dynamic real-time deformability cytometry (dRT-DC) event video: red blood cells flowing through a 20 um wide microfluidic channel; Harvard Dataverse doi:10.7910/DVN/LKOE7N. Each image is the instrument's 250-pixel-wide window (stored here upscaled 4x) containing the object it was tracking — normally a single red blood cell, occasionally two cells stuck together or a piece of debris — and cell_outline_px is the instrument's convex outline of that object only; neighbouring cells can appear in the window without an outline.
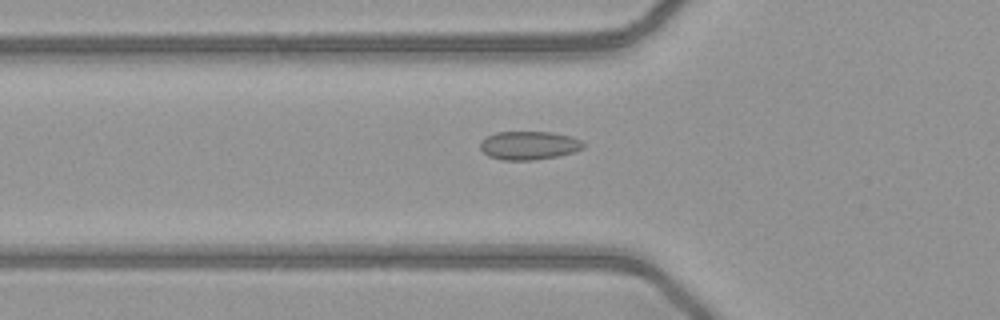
{"species": "common noctule bat (a hibernating species)", "species_latin": "Nyctalus noctula", "temperature_condition": "warm", "stored_images_in_passage": 42, "camera_frame_rate_fps": 3000, "um_per_image_px": 0.085, "animal": {"sex": "female", "body_mass_g": 21.9}, "frame": {"image": 1, "passage_image": 9, "time_ms": 2.667, "image_size_px": [1000, 320], "cell_outline_px": [[584, 148], [576, 152], [560, 156], [532, 160], [504, 160], [488, 156], [480, 148], [480, 144], [488, 136], [496, 132], [552, 132], [572, 136], [580, 140], [584, 144]], "centroid_in_image_um": [45.01, 12.36], "position_along_channel_um": 80.8, "area_um2": 17.17}}
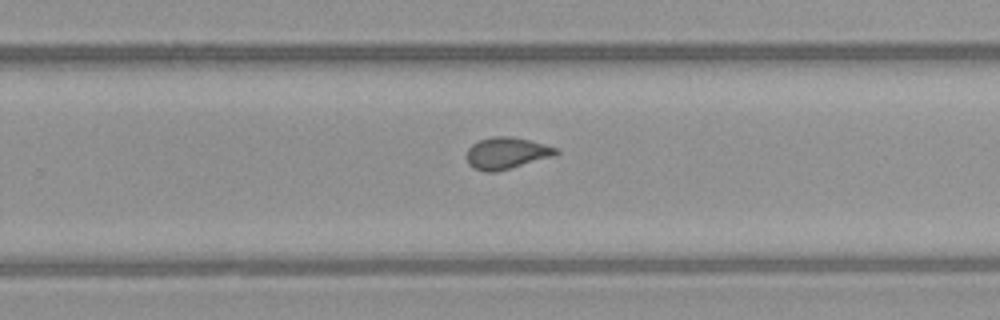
{"frame": {"image": 2, "passage_image": 24, "time_ms": 7.667, "image_size_px": [1000, 320], "cell_outline_px": [[560, 152], [556, 156], [496, 172], [484, 172], [472, 168], [468, 164], [468, 148], [472, 144], [480, 140], [492, 136], [512, 136], [560, 148]], "centroid_in_image_um": [43.1, 13.02], "position_along_channel_um": 286.7, "area_um2": 16.7}}
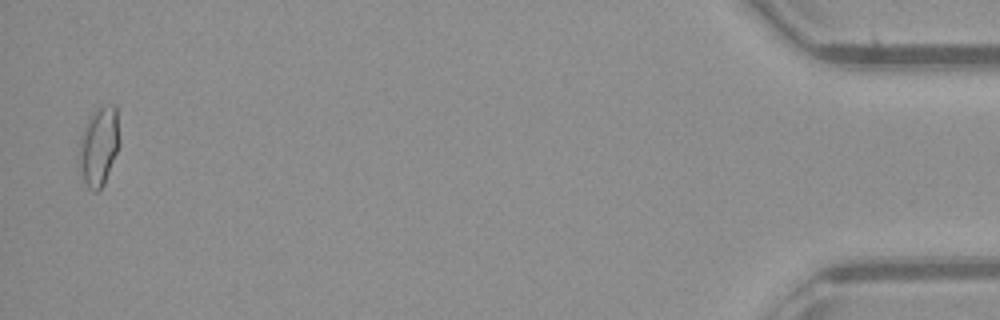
{"frame": {"image": 3, "passage_image": 41, "time_ms": 13.333, "image_size_px": [1000, 320], "cell_outline_px": [[120, 144], [104, 184], [96, 192], [92, 192], [88, 188], [84, 180], [80, 168], [80, 136], [88, 120], [104, 104], [116, 104], [120, 140]], "centroid_in_image_um": [8.44, 12.43], "position_along_channel_um": 426.8, "area_um2": 18.32}, "authors_computed_cell_mechanics": {"area_um2": 16.6753, "velocity_mm_per_s": 4.0871, "shape_relaxation_time_tau1_ms": null, "shape_relaxation_time_tau2_ms": 0.7371, "deformation_change_tau1": null, "deformation_change_tau2": 0.0595}}